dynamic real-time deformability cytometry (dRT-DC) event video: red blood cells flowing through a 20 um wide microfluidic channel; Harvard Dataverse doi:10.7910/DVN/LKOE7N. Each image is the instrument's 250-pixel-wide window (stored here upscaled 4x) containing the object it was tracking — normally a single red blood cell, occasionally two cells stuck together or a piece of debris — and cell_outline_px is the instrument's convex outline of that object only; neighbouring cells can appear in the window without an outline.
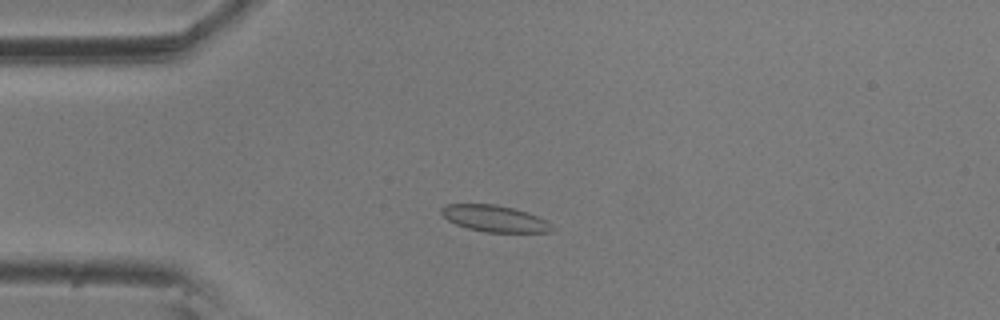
{"species": "common noctule bat (a hibernating species)", "species_latin": "Nyctalus noctula", "temperature_condition": "room temperature", "stored_images_in_passage": 8, "camera_frame_rate_fps": 3000, "um_per_image_px": 0.085, "animal": {"sex": "male", "body_mass_g": 20.5, "forearm_length_mm": 52.5}, "frame": {"image": 1, "passage_image": 2, "time_ms": 0.333, "image_size_px": [1000, 320], "cell_outline_px": [[556, 228], [552, 232], [484, 232], [468, 228], [456, 224], [448, 220], [440, 212], [440, 208], [444, 204], [496, 204], [528, 212], [544, 220]], "centroid_in_image_um": [42.03, 18.57], "position_along_channel_um": 43.0, "area_um2": 17.05}}
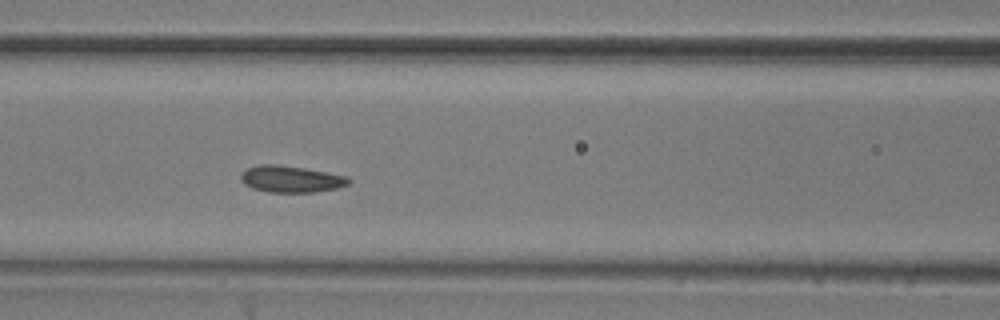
{"frame": {"image": 2, "passage_image": 5, "time_ms": 1.333, "image_size_px": [1000, 320], "cell_outline_px": [[352, 180], [348, 184], [336, 188], [316, 192], [268, 192], [252, 188], [244, 184], [240, 180], [240, 176], [248, 168], [260, 164], [276, 164], [304, 168], [348, 176]], "centroid_in_image_um": [24.74, 15.22], "position_along_channel_um": 141.9, "area_um2": 16.7}}
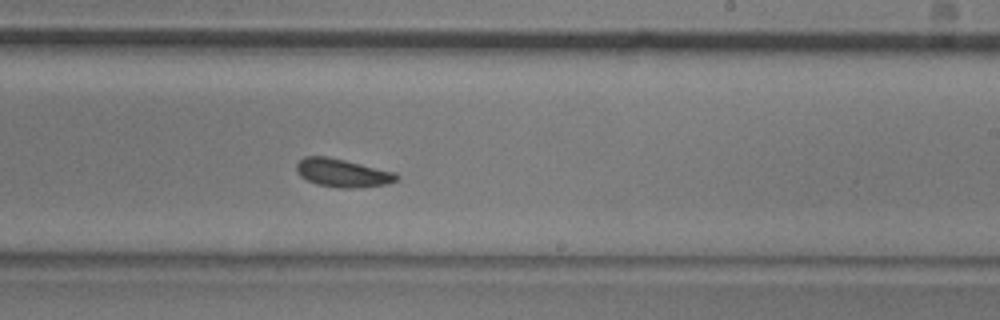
{"frame": {"image": 3, "passage_image": 8, "time_ms": 2.333, "image_size_px": [1000, 320], "cell_outline_px": [[400, 176], [396, 180], [388, 184], [352, 188], [340, 188], [316, 184], [300, 176], [296, 172], [296, 164], [304, 156], [328, 156], [396, 172]], "centroid_in_image_um": [29.11, 14.69], "position_along_channel_um": 259.9, "area_um2": 16.53}}